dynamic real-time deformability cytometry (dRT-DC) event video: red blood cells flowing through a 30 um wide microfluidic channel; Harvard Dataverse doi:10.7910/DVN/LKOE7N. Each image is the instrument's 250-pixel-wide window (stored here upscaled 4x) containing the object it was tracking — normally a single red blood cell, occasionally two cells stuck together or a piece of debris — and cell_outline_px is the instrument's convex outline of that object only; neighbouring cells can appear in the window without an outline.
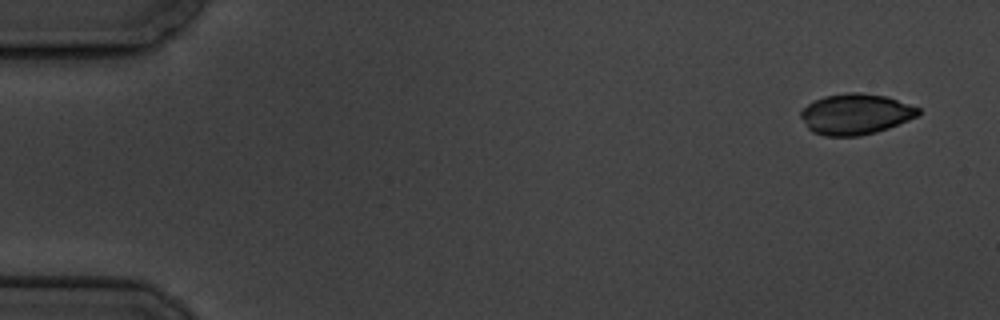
{"species": "common noctule bat (a hibernating species)", "species_latin": "Nyctalus noctula", "temperature_condition": "cold", "stored_images_in_passage": 5, "camera_frame_rate_fps": 3000, "um_per_image_px": 0.085, "animal": {"sex": "male", "body_mass_g": 19.5, "forearm_length_mm": 54.6}, "frame": {"image": 1, "passage_image": 1, "time_ms": 0.0, "image_size_px": [1000, 320], "cell_outline_px": [[920, 112], [916, 116], [908, 120], [888, 128], [876, 132], [860, 136], [824, 136], [812, 132], [808, 128], [800, 116], [800, 112], [808, 104], [824, 96], [848, 92], [860, 92], [884, 96], [920, 108]], "centroid_in_image_um": [72.7, 9.71], "position_along_channel_um": 12.3, "area_um2": 27.69}}
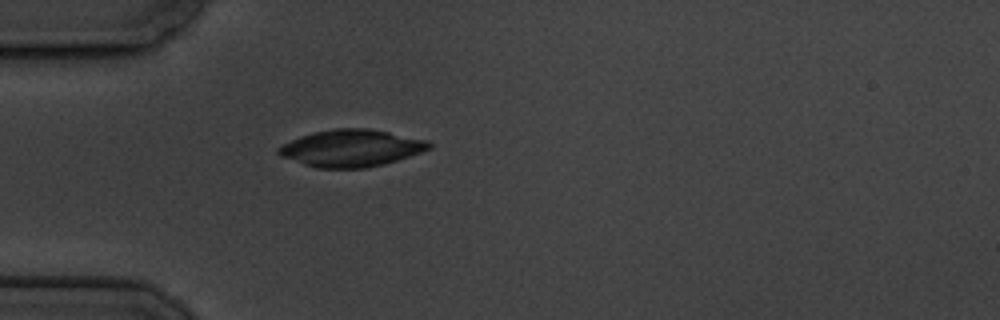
{"frame": {"image": 2, "passage_image": 5, "time_ms": 4.667, "image_size_px": [1000, 320], "cell_outline_px": [[432, 148], [384, 164], [364, 168], [316, 168], [280, 156], [276, 152], [276, 148], [300, 136], [312, 132], [336, 128], [368, 128], [428, 140], [432, 144]], "centroid_in_image_um": [29.84, 12.59], "position_along_channel_um": 55.2, "area_um2": 32.37}}